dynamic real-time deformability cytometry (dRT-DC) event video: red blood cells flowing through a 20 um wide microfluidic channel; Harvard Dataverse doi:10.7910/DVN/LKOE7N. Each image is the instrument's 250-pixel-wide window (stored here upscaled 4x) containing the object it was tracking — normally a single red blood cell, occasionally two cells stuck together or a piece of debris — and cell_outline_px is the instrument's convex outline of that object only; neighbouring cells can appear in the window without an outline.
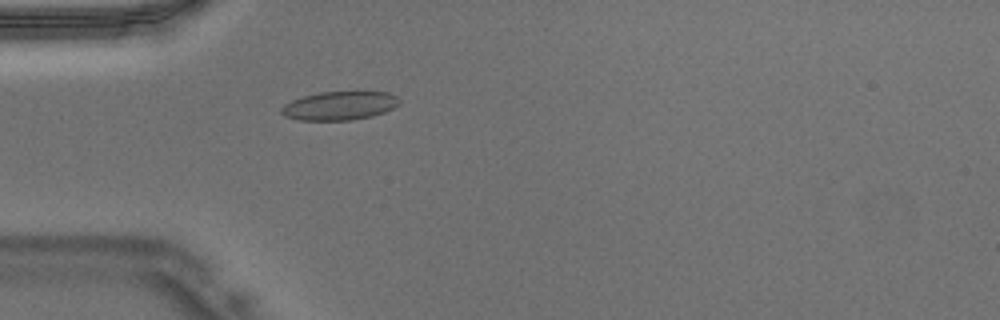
{"species": "Egyptian fruit bat (a non-hibernating species)", "species_latin": "Rousettus aegyptiacus", "temperature_condition": "warm", "stored_images_in_passage": 34, "camera_frame_rate_fps": 3000, "um_per_image_px": 0.085, "animal": {"sex": "male"}, "frame": {"image": 1, "passage_image": 1, "time_ms": 0.0, "image_size_px": [1000, 320], "cell_outline_px": [[400, 100], [392, 108], [384, 112], [372, 116], [352, 120], [300, 120], [284, 116], [280, 112], [280, 108], [284, 104], [292, 100], [304, 96], [320, 92], [388, 92], [396, 96]], "centroid_in_image_um": [28.82, 8.99], "position_along_channel_um": 56.2, "area_um2": 19.54}}
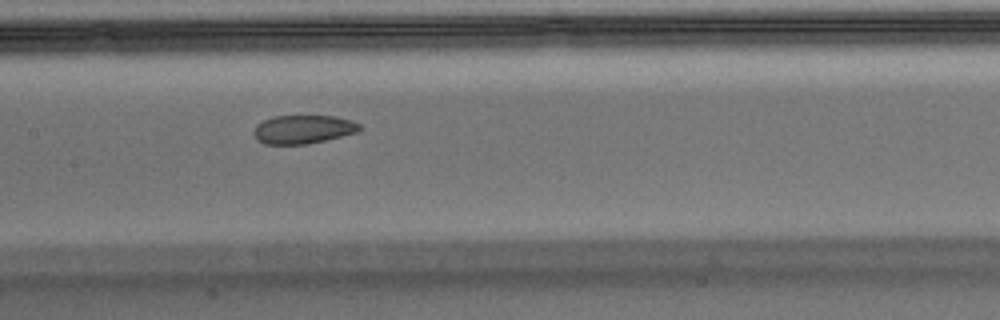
{"frame": {"image": 2, "passage_image": 10, "time_ms": 3.0, "image_size_px": [1000, 320], "cell_outline_px": [[364, 128], [356, 132], [308, 144], [264, 144], [256, 140], [252, 132], [256, 124], [272, 116], [336, 116], [352, 120], [360, 124]], "centroid_in_image_um": [25.74, 10.99], "position_along_channel_um": 181.7, "area_um2": 17.74}}